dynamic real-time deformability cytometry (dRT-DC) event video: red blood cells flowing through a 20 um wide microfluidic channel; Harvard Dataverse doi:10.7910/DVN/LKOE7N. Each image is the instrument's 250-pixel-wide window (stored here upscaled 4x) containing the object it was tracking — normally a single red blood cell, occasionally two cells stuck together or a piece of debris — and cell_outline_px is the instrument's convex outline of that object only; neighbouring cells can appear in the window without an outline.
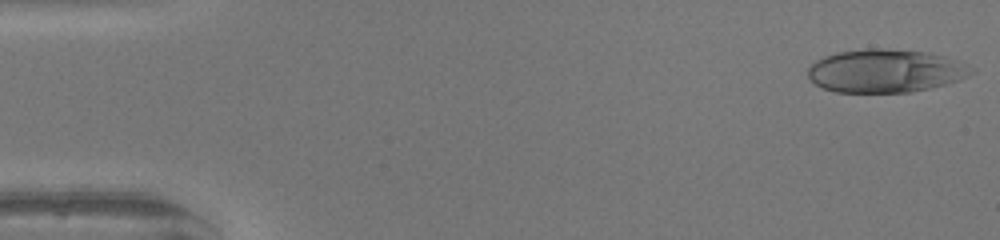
{"species": "human", "species_latin": "Homo sapiens", "temperature_condition": "warm", "stored_images_in_passage": 48, "camera_frame_rate_fps": 3000, "um_per_image_px": 0.085, "donor": {"sex": "female"}, "frame": {"image": 1, "passage_image": 1, "time_ms": 0.0, "image_size_px": [1000, 240], "cell_outline_px": [[976, 72], [956, 80], [944, 84], [912, 92], [836, 92], [824, 88], [816, 84], [808, 76], [808, 68], [816, 60], [824, 56], [836, 52], [864, 48], [880, 48], [924, 52], [944, 56], [968, 64], [976, 68]], "centroid_in_image_um": [75.26, 6.01], "position_along_channel_um": 9.7, "area_um2": 41.04}}
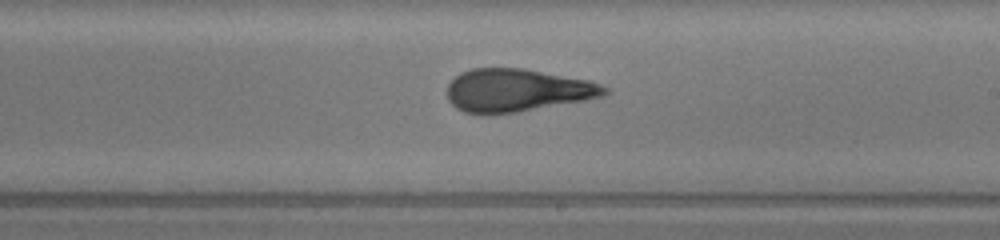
{"frame": {"image": 2, "passage_image": 28, "time_ms": 9.0, "image_size_px": [1000, 240], "cell_outline_px": [[608, 92], [604, 96], [584, 100], [516, 112], [464, 112], [456, 108], [448, 100], [448, 84], [460, 72], [472, 68], [524, 68], [592, 80], [608, 88]], "centroid_in_image_um": [43.99, 7.64], "position_along_channel_um": 245.0, "area_um2": 38.96}}
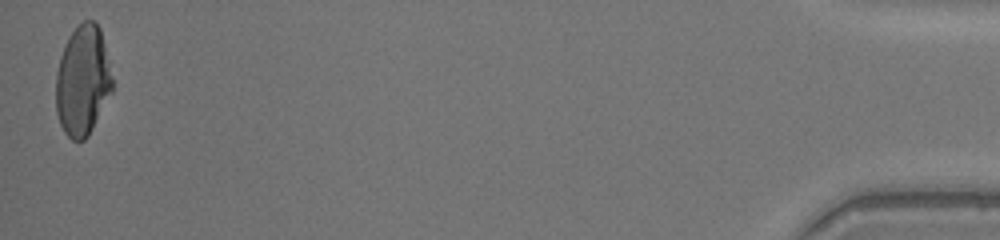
{"frame": {"image": 3, "passage_image": 48, "time_ms": 15.667, "image_size_px": [1000, 240], "cell_outline_px": [[112, 92], [88, 136], [84, 140], [72, 140], [64, 132], [60, 124], [56, 112], [56, 72], [60, 56], [64, 44], [68, 36], [84, 20], [96, 20], [100, 28], [112, 76]], "centroid_in_image_um": [7.01, 6.85], "position_along_channel_um": 428.2, "area_um2": 36.24}, "authors_computed_cell_mechanics": {"area_um2": 39.4485, "velocity_mm_per_s": 4.2236, "shape_relaxation_time_tau1_ms": null, "shape_relaxation_time_tau2_ms": 1.0588, "deformation_change_tau1": null, "deformation_change_tau2": 0.0868}}